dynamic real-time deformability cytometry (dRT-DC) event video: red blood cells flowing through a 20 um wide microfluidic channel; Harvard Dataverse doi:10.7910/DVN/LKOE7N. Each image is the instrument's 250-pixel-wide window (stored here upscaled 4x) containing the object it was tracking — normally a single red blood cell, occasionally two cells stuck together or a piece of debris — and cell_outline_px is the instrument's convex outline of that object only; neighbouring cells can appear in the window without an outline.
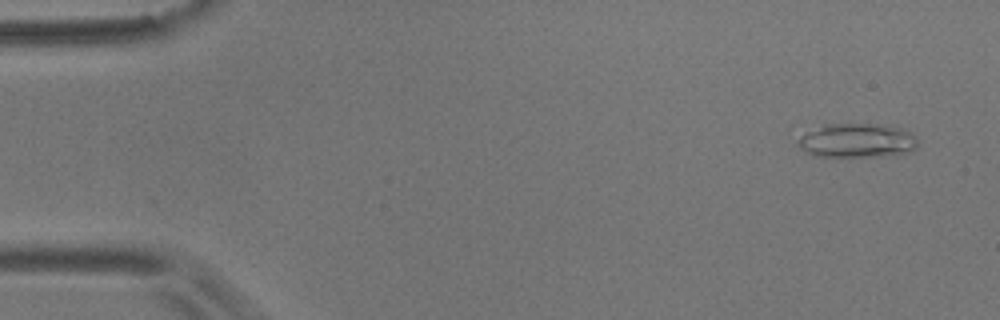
{"species": "common noctule bat (a hibernating species)", "species_latin": "Nyctalus noctula", "temperature_condition": "room temperature", "stored_images_in_passage": 9, "camera_frame_rate_fps": 3000, "um_per_image_px": 0.085, "animal": {"sex": "male", "body_mass_g": 17.9}, "frame": {"image": 1, "passage_image": 1, "time_ms": 0.0, "image_size_px": [1000, 320], "cell_outline_px": [[916, 148], [912, 152], [880, 156], [816, 156], [804, 152], [796, 144], [796, 140], [800, 136], [824, 124], [884, 124], [900, 128], [912, 132], [916, 140]], "centroid_in_image_um": [72.84, 11.94], "position_along_channel_um": 12.2, "area_um2": 23.93}}
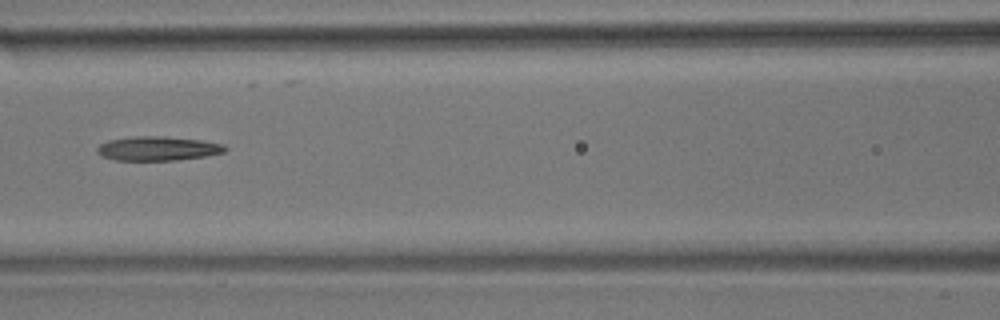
{"frame": {"image": 2, "passage_image": 7, "time_ms": 7.0, "image_size_px": [1000, 320], "cell_outline_px": [[228, 148], [224, 152], [204, 156], [176, 160], [116, 160], [100, 156], [96, 152], [96, 148], [100, 144], [108, 140], [132, 136], [164, 136], [200, 140], [224, 144]], "centroid_in_image_um": [13.37, 12.62], "position_along_channel_um": 153.2, "area_um2": 18.09}}
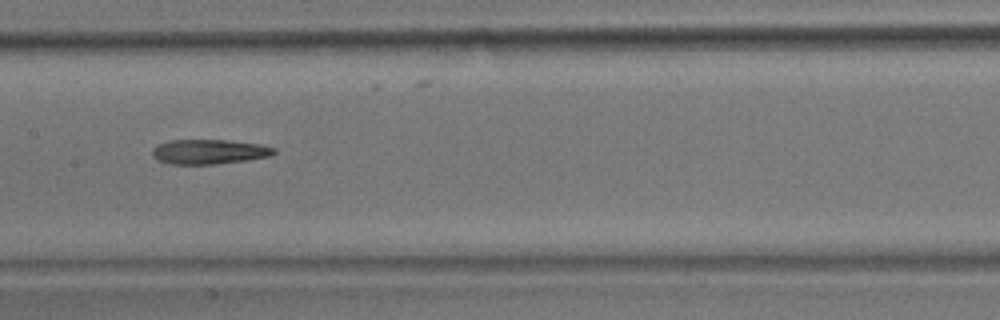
{"frame": {"image": 3, "passage_image": 8, "time_ms": 8.0, "image_size_px": [1000, 320], "cell_outline_px": [[276, 152], [272, 156], [248, 160], [216, 164], [168, 164], [156, 160], [152, 156], [152, 148], [156, 144], [172, 140], [228, 140], [260, 144], [276, 148]], "centroid_in_image_um": [17.76, 12.9], "position_along_channel_um": 189.6, "area_um2": 17.8}}